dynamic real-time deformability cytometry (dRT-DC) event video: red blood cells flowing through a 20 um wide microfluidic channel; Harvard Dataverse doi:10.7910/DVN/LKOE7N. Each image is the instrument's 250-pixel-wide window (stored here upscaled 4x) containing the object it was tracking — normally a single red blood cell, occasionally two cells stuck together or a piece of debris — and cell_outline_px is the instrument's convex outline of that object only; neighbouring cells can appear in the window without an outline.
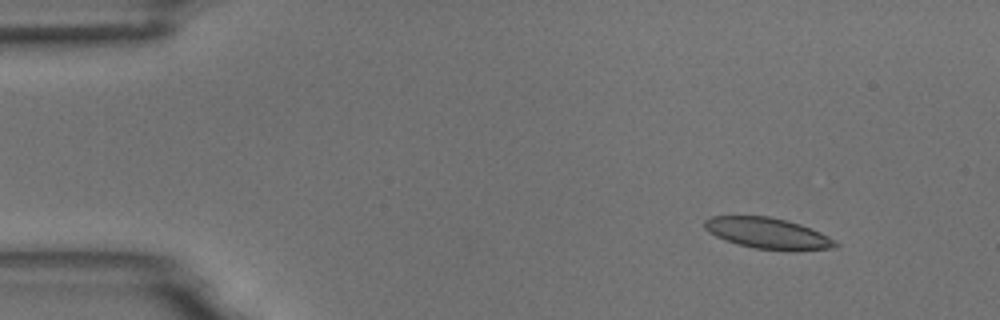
{"species": "common noctule bat (a hibernating species)", "species_latin": "Nyctalus noctula", "temperature_condition": "room temperature", "stored_images_in_passage": 5, "camera_frame_rate_fps": 3000, "um_per_image_px": 0.085, "animal": {"sex": "male", "body_mass_g": 18.8}, "frame": {"image": 1, "passage_image": 2, "time_ms": 1.333, "image_size_px": [1000, 320], "cell_outline_px": [[840, 244], [836, 248], [756, 248], [724, 240], [708, 232], [704, 228], [704, 220], [712, 216], [768, 216], [788, 220], [812, 228], [828, 236]], "centroid_in_image_um": [65.2, 19.77], "position_along_channel_um": 19.8, "area_um2": 22.83}}
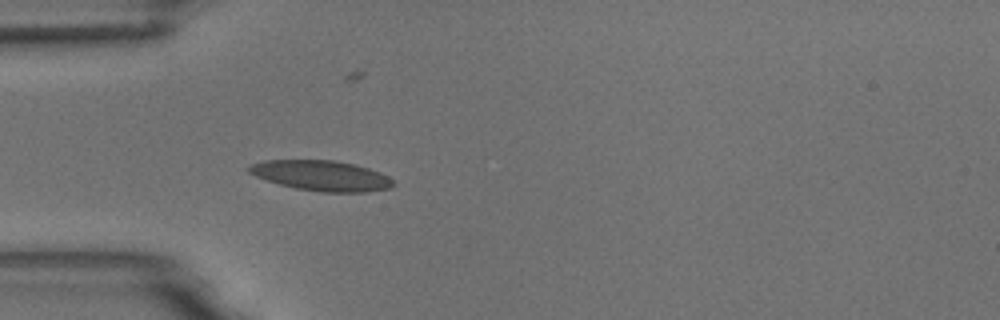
{"frame": {"image": 2, "passage_image": 5, "time_ms": 4.667, "image_size_px": [1000, 320], "cell_outline_px": [[396, 184], [392, 188], [368, 192], [320, 192], [296, 188], [280, 184], [256, 176], [248, 172], [244, 168], [252, 164], [264, 160], [332, 160], [352, 164], [368, 168], [380, 172], [388, 176]], "centroid_in_image_um": [27.33, 14.93], "position_along_channel_um": 57.7, "area_um2": 25.49}}